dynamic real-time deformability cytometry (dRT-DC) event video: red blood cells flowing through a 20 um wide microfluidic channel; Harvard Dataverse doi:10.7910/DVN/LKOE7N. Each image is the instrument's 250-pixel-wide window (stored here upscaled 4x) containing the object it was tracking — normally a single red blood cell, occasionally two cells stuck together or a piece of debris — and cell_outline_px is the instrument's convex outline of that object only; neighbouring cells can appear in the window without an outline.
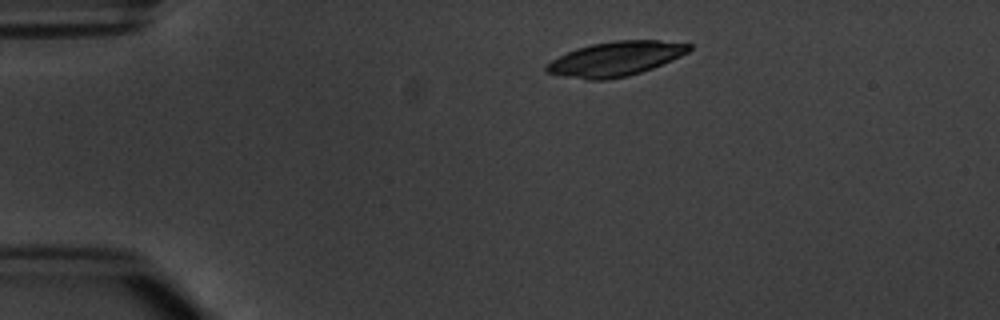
{"species": "common noctule bat (a hibernating species)", "species_latin": "Nyctalus noctula", "temperature_condition": "warm", "stored_images_in_passage": 6, "camera_frame_rate_fps": 3000, "um_per_image_px": 0.085, "animal": {"sex": "male", "body_mass_g": 20.1, "forearm_length_mm": 53.5}, "frame": {"image": 1, "passage_image": 1, "time_ms": 0.0, "image_size_px": [1000, 320], "cell_outline_px": [[692, 48], [688, 52], [680, 56], [652, 68], [628, 76], [604, 80], [588, 80], [564, 76], [548, 72], [544, 68], [552, 60], [576, 48], [592, 44], [616, 40], [656, 40], [692, 44]], "centroid_in_image_um": [52.34, 4.99], "position_along_channel_um": 32.7, "area_um2": 28.32}}